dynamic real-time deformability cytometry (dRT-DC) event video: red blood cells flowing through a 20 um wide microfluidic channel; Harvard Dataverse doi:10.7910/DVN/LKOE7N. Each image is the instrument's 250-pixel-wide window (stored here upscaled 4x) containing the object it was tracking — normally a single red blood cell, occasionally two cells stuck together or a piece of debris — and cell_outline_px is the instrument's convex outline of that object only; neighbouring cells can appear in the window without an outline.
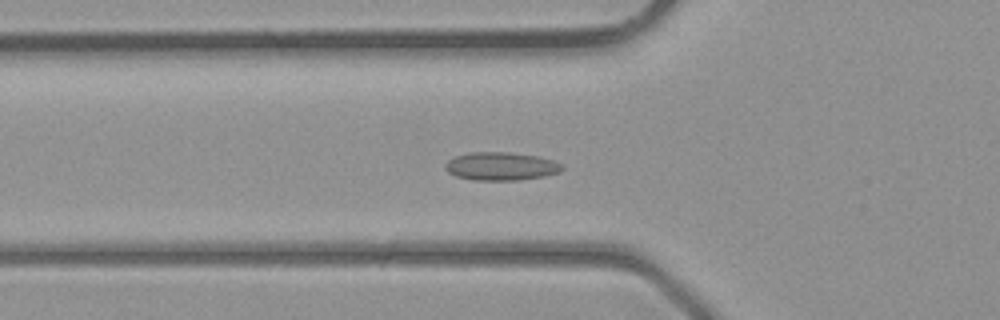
{"species": "common noctule bat (a hibernating species)", "species_latin": "Nyctalus noctula", "temperature_condition": "room temperature", "stored_images_in_passage": 42, "camera_frame_rate_fps": 3000, "um_per_image_px": 0.085, "animal": {"sex": "male", "body_mass_g": 23.1, "forearm_length_mm": 52.7}, "frame": {"image": 1, "passage_image": 15, "time_ms": 4.667, "image_size_px": [1000, 320], "cell_outline_px": [[564, 168], [560, 172], [544, 176], [520, 180], [472, 180], [456, 176], [448, 172], [444, 168], [444, 164], [448, 160], [456, 156], [472, 152], [508, 152], [540, 156], [564, 164]], "centroid_in_image_um": [42.61, 14.13], "position_along_channel_um": 83.2, "area_um2": 19.36}}
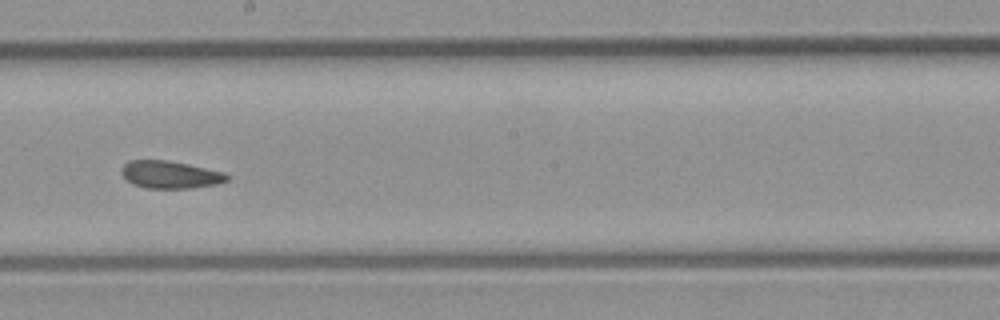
{"frame": {"image": 2, "passage_image": 24, "time_ms": 7.667, "image_size_px": [1000, 320], "cell_outline_px": [[228, 180], [220, 184], [192, 188], [148, 188], [132, 184], [120, 172], [120, 168], [128, 160], [168, 160], [188, 164], [224, 172], [228, 176]], "centroid_in_image_um": [14.46, 14.84], "position_along_channel_um": 233.7, "area_um2": 16.99}}
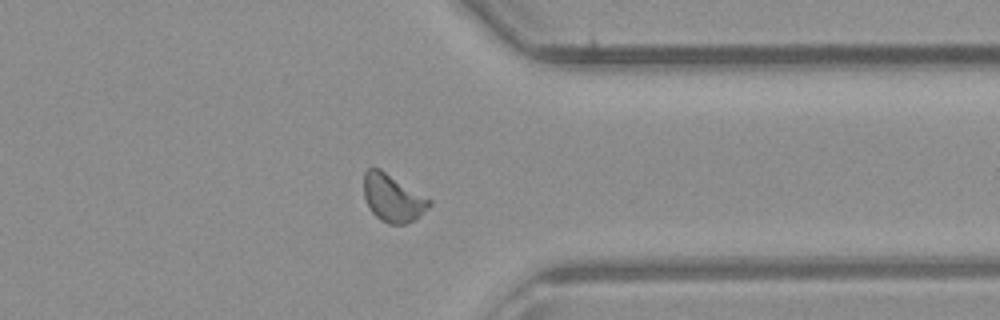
{"frame": {"image": 3, "passage_image": 33, "time_ms": 10.667, "image_size_px": [1000, 320], "cell_outline_px": [[432, 204], [428, 208], [412, 220], [404, 224], [388, 224], [380, 220], [368, 208], [364, 196], [364, 172], [368, 168], [380, 168], [432, 200]], "centroid_in_image_um": [33.36, 16.82], "position_along_channel_um": 378.0, "area_um2": 18.03}}